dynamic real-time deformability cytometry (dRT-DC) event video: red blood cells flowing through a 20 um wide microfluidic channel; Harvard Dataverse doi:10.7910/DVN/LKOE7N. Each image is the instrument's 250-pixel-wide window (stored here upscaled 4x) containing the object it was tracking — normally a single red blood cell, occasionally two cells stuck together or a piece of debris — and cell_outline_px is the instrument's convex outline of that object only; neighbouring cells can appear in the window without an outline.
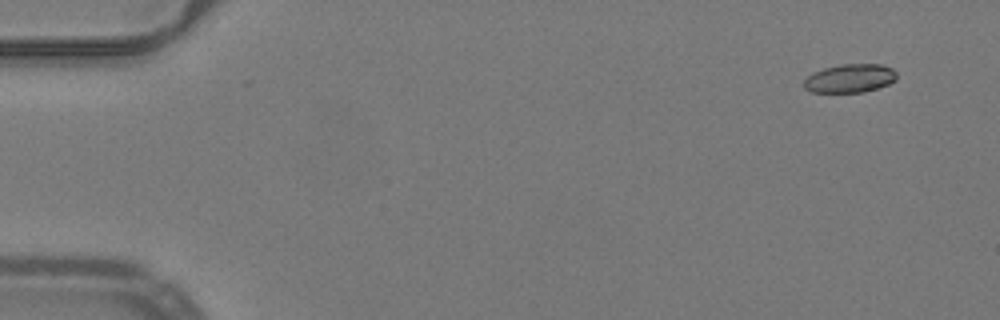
{"species": "common noctule bat (a hibernating species)", "species_latin": "Nyctalus noctula", "temperature_condition": "warm", "stored_images_in_passage": 50, "camera_frame_rate_fps": 3000, "um_per_image_px": 0.085, "animal": {"sex": "male", "body_mass_g": 19.2, "forearm_length_mm": 51.8}, "frame": {"image": 1, "passage_image": 1, "time_ms": 0.0, "image_size_px": [1000, 320], "cell_outline_px": [[896, 80], [888, 84], [864, 92], [812, 92], [804, 88], [804, 80], [812, 72], [824, 68], [840, 64], [880, 64], [892, 68], [896, 72]], "centroid_in_image_um": [72.23, 6.65], "position_along_channel_um": 12.8, "area_um2": 15.43}}
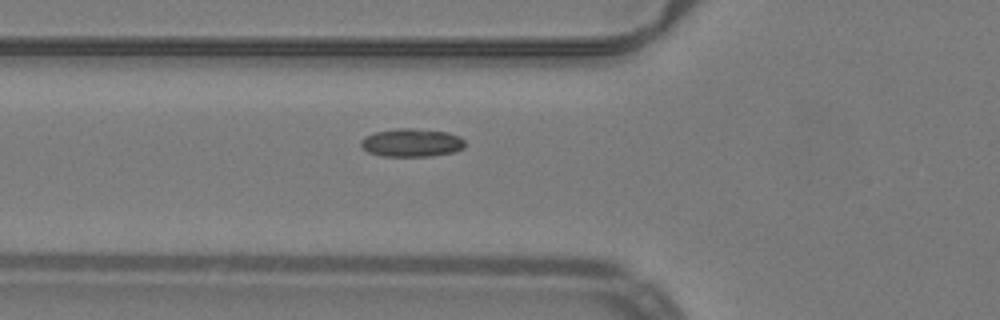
{"frame": {"image": 2, "passage_image": 17, "time_ms": 5.333, "image_size_px": [1000, 320], "cell_outline_px": [[464, 148], [452, 152], [432, 156], [380, 156], [368, 152], [360, 144], [360, 140], [364, 136], [376, 132], [396, 128], [412, 128], [448, 132], [460, 136], [464, 140]], "centroid_in_image_um": [34.98, 12.12], "position_along_channel_um": 90.8, "area_um2": 17.17}}
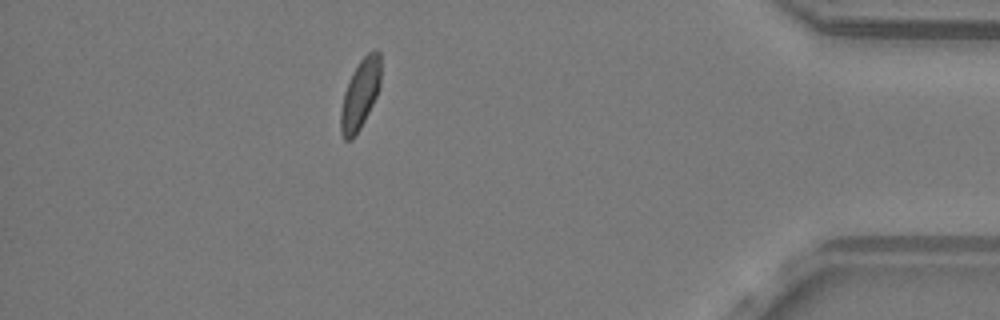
{"frame": {"image": 3, "passage_image": 44, "time_ms": 14.333, "image_size_px": [1000, 320], "cell_outline_px": [[380, 84], [376, 96], [360, 128], [352, 140], [344, 140], [340, 132], [340, 112], [344, 92], [352, 72], [360, 60], [368, 52], [376, 48], [380, 52]], "centroid_in_image_um": [30.6, 8.0], "position_along_channel_um": 404.6, "area_um2": 16.24}, "authors_computed_cell_mechanics": {"area_um2": 16.3574, "velocity_mm_per_s": 3.9933, "shape_relaxation_time_tau1_ms": 5.6976, "shape_relaxation_time_tau2_ms": 1.7336, "deformation_change_tau1": 0.1122, "deformation_change_tau2": 0.0544}}